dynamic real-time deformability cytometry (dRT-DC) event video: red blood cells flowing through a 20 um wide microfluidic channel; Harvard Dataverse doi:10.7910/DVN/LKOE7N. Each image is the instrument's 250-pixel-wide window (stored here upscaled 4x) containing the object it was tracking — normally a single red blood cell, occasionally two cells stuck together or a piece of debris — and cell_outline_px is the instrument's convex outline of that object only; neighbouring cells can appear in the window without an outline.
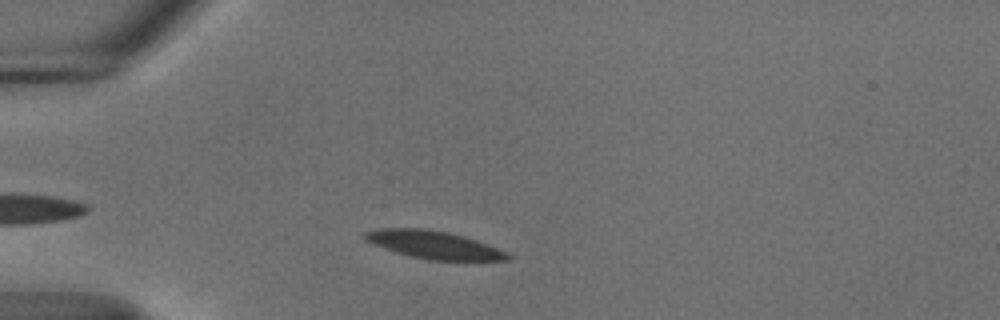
{"species": "common noctule bat (a hibernating species)", "species_latin": "Nyctalus noctula", "temperature_condition": "cold", "stored_images_in_passage": 43, "camera_frame_rate_fps": 3000, "um_per_image_px": 0.085, "animal": {"sex": "male", "body_mass_g": 18.8}, "frame": {"image": 1, "passage_image": 3, "time_ms": 0.667, "image_size_px": [1000, 320], "cell_outline_px": [[512, 256], [508, 260], [428, 260], [396, 252], [384, 248], [364, 240], [364, 232], [380, 228], [420, 228], [448, 232], [464, 236], [488, 244]], "centroid_in_image_um": [36.85, 20.8], "position_along_channel_um": 48.2, "area_um2": 22.83}}
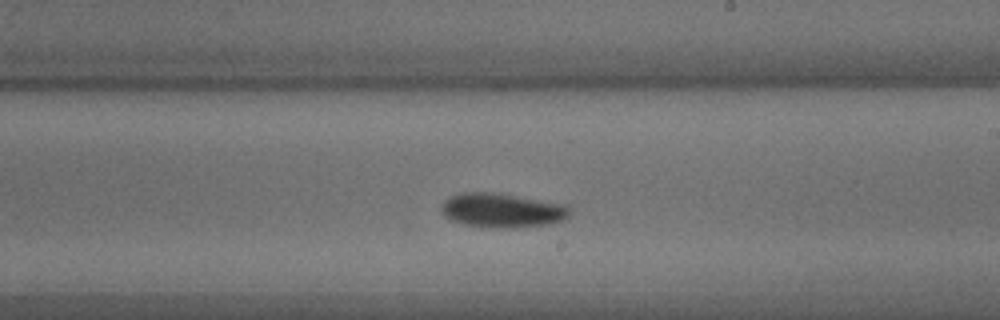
{"frame": {"image": 2, "passage_image": 21, "time_ms": 6.667, "image_size_px": [1000, 320], "cell_outline_px": [[568, 216], [560, 220], [548, 224], [516, 228], [496, 228], [464, 224], [452, 220], [444, 216], [440, 208], [444, 200], [460, 192], [492, 192], [568, 204]], "centroid_in_image_um": [42.65, 17.87], "position_along_channel_um": 246.4, "area_um2": 25.61}}
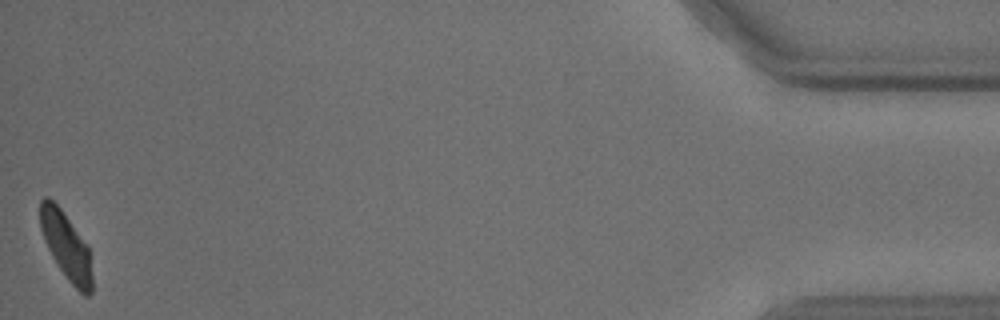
{"frame": {"image": 3, "passage_image": 43, "time_ms": 14.0, "image_size_px": [1000, 320], "cell_outline_px": [[92, 292], [88, 296], [84, 296], [68, 280], [52, 256], [44, 240], [40, 228], [40, 200], [44, 196], [48, 196], [60, 208], [88, 244], [92, 276]], "centroid_in_image_um": [5.63, 20.9], "position_along_channel_um": 429.6, "area_um2": 20.29}, "authors_computed_cell_mechanics": {"area_um2": 23.1778, "velocity_mm_per_s": 3.6579, "shape_relaxation_time_tau1_ms": 2.9226, "shape_relaxation_time_tau2_ms": 10.8483, "deformation_change_tau1": 0.111, "deformation_change_tau2": 0.1339}}